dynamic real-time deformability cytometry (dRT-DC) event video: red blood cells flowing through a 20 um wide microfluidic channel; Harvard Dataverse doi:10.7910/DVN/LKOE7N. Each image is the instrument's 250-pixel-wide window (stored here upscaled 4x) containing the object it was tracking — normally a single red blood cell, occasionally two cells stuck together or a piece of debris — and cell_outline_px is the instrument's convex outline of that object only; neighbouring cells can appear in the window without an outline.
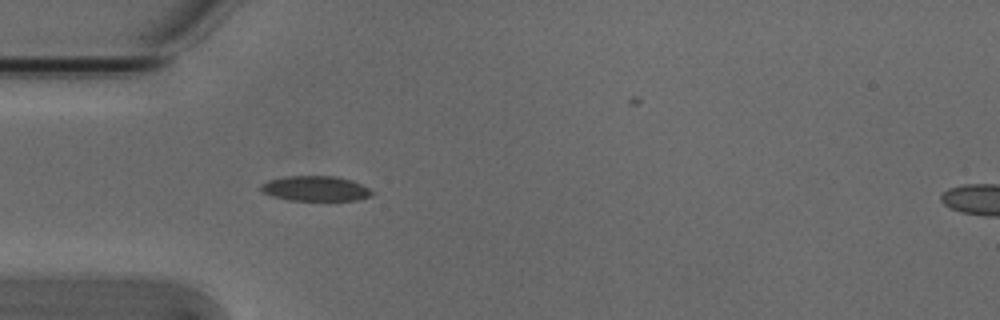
{"species": "Egyptian fruit bat (a non-hibernating species)", "species_latin": "Rousettus aegyptiacus", "temperature_condition": "cold", "stored_images_in_passage": 4, "camera_frame_rate_fps": 3000, "um_per_image_px": 0.085, "animal": {"sex": "male"}, "frame": {"image": 1, "passage_image": 4, "time_ms": 1.0, "image_size_px": [1000, 320], "cell_outline_px": [[376, 192], [372, 196], [356, 200], [288, 200], [272, 196], [260, 192], [260, 184], [268, 180], [288, 176], [336, 176], [352, 180]], "centroid_in_image_um": [26.8, 16.02], "position_along_channel_um": 58.2, "area_um2": 16.36}}